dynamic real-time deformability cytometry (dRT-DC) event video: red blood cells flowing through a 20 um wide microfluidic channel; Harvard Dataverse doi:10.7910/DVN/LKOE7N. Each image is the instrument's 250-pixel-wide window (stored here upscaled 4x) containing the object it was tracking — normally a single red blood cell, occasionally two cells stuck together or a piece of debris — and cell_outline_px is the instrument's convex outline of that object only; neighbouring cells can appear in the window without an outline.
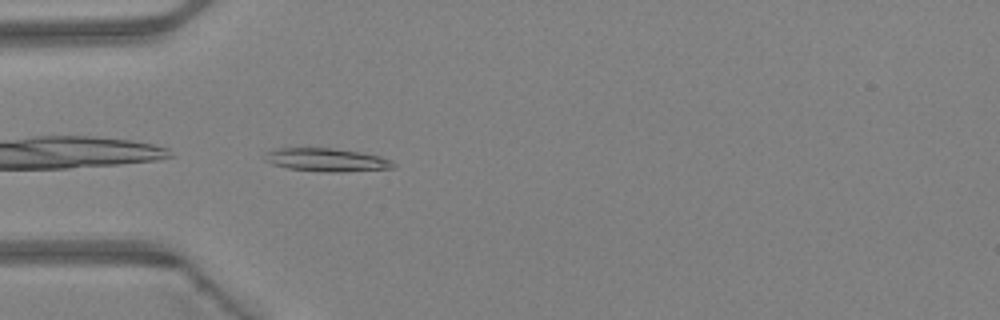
{"species": "Egyptian fruit bat (a non-hibernating species)", "species_latin": "Rousettus aegyptiacus", "temperature_condition": "warm", "stored_images_in_passage": 34, "camera_frame_rate_fps": 3000, "um_per_image_px": 0.085, "animal": {"sex": "female"}, "frame": {"image": 1, "passage_image": 1, "time_ms": 0.0, "image_size_px": [1000, 320], "cell_outline_px": [[396, 168], [336, 172], [328, 172], [288, 168], [272, 164], [264, 160], [268, 152], [276, 148], [332, 148], [360, 152], [380, 156], [392, 160], [396, 164]], "centroid_in_image_um": [27.81, 13.59], "position_along_channel_um": 57.2, "area_um2": 17.28}}
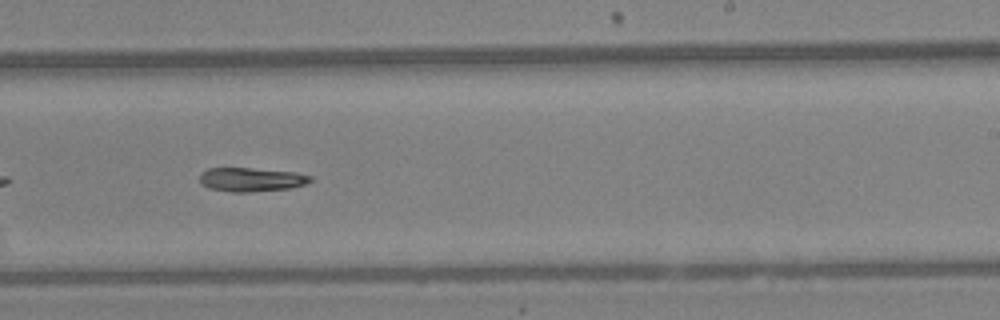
{"frame": {"image": 2, "passage_image": 16, "time_ms": 5.0, "image_size_px": [1000, 320], "cell_outline_px": [[312, 180], [308, 184], [288, 188], [248, 192], [232, 192], [208, 188], [200, 184], [200, 172], [208, 168], [248, 168], [296, 172], [312, 176]], "centroid_in_image_um": [21.34, 15.26], "position_along_channel_um": 267.7, "area_um2": 15.49}}
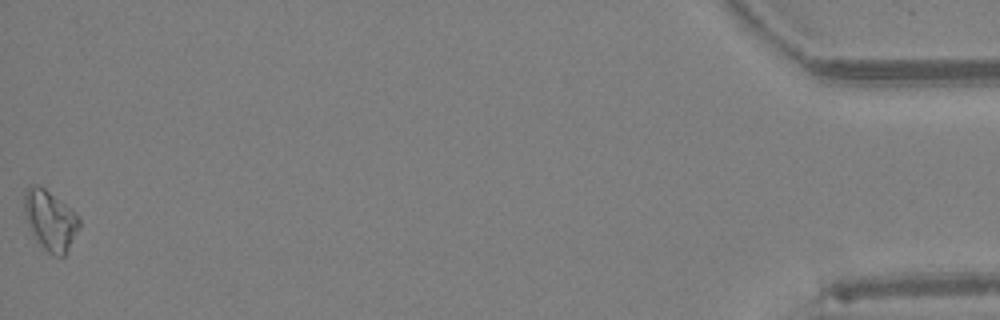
{"frame": {"image": 3, "passage_image": 34, "time_ms": 11.0, "image_size_px": [1000, 320], "cell_outline_px": [[80, 228], [64, 256], [52, 256], [36, 240], [32, 232], [24, 212], [24, 192], [28, 188], [36, 184], [44, 188], [64, 204], [80, 220]], "centroid_in_image_um": [4.26, 18.75], "position_along_channel_um": 430.9, "area_um2": 18.67}, "authors_computed_cell_mechanics": {"area_um2": 16.0395, "velocity_mm_per_s": 4.3206, "shape_relaxation_time_tau1_ms": 3.3747, "shape_relaxation_time_tau2_ms": null, "deformation_change_tau1": 0.1151, "deformation_change_tau2": null}}